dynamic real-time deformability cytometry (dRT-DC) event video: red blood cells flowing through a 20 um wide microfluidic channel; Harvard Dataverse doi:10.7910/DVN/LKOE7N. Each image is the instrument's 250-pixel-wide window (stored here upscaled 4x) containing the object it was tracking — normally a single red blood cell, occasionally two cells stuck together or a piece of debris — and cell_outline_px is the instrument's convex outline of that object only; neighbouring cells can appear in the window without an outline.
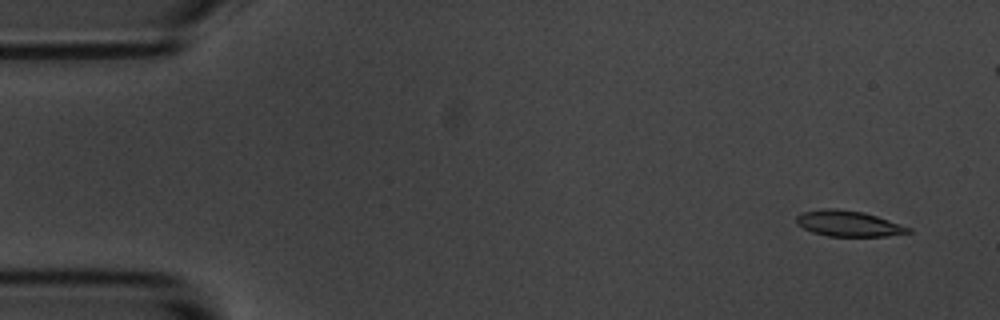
{"species": "common noctule bat (a hibernating species)", "species_latin": "Nyctalus noctula", "temperature_condition": "room temperature", "stored_images_in_passage": 6, "camera_frame_rate_fps": 3000, "um_per_image_px": 0.085, "animal": {"sex": "male", "body_mass_g": 20.1, "forearm_length_mm": 53.5}, "frame": {"image": 1, "passage_image": 1, "time_ms": 0.0, "image_size_px": [1000, 320], "cell_outline_px": [[912, 232], [888, 236], [828, 236], [812, 232], [796, 224], [796, 216], [804, 212], [824, 208], [836, 208], [864, 212], [912, 228]], "centroid_in_image_um": [72.11, 19.0], "position_along_channel_um": 12.9, "area_um2": 16.76}}